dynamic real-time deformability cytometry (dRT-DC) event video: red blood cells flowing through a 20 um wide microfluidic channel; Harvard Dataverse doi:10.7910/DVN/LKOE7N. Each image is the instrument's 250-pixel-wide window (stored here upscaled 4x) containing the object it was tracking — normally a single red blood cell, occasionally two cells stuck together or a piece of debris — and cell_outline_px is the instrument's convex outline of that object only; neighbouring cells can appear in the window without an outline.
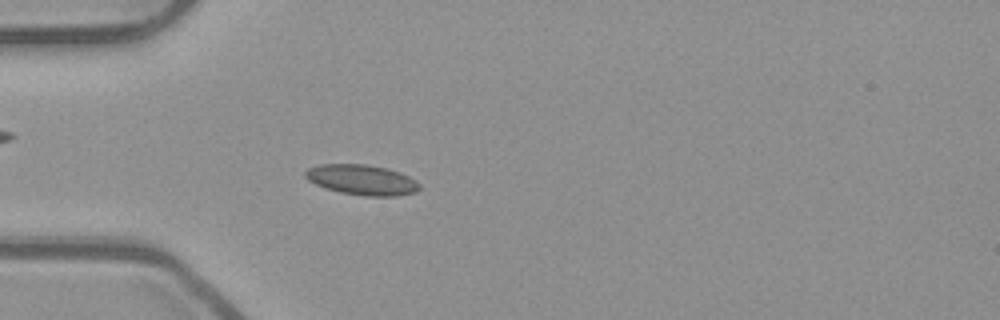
{"species": "common noctule bat (a hibernating species)", "species_latin": "Nyctalus noctula", "temperature_condition": "room temperature", "stored_images_in_passage": 42, "camera_frame_rate_fps": 3000, "um_per_image_px": 0.085, "animal": {"sex": "male", "body_mass_g": 23.1, "forearm_length_mm": 52.7}, "frame": {"image": 1, "passage_image": 10, "time_ms": 3.0, "image_size_px": [1000, 320], "cell_outline_px": [[420, 188], [416, 192], [396, 196], [364, 196], [340, 192], [324, 188], [308, 180], [304, 176], [304, 172], [308, 168], [320, 164], [364, 164], [384, 168], [400, 172], [416, 180], [420, 184]], "centroid_in_image_um": [30.75, 15.29], "position_along_channel_um": 54.2, "area_um2": 20.17}}
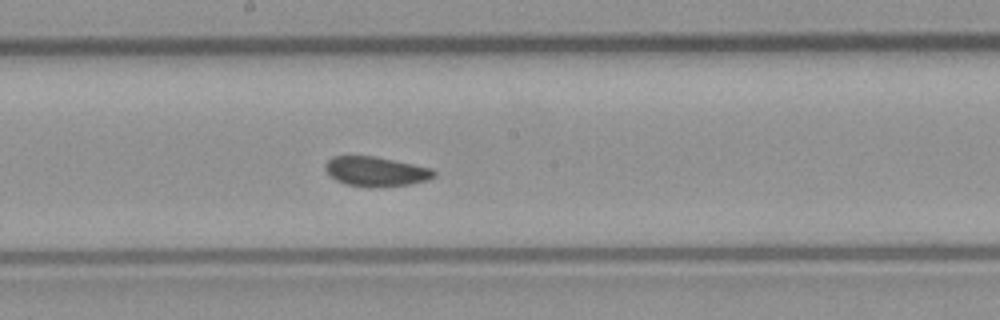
{"frame": {"image": 2, "passage_image": 23, "time_ms": 7.333, "image_size_px": [1000, 320], "cell_outline_px": [[436, 176], [428, 180], [408, 184], [380, 188], [344, 184], [336, 180], [324, 168], [324, 164], [332, 156], [376, 156], [432, 168], [436, 172]], "centroid_in_image_um": [31.97, 14.57], "position_along_channel_um": 216.2, "area_um2": 18.9}}
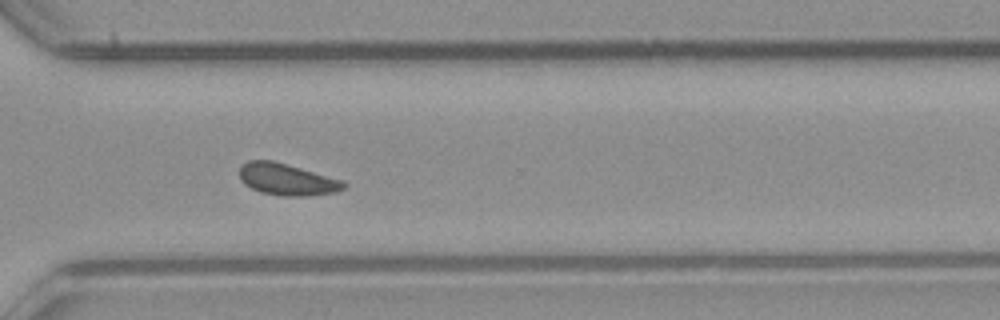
{"frame": {"image": 3, "passage_image": 33, "time_ms": 10.667, "image_size_px": [1000, 320], "cell_outline_px": [[348, 184], [344, 188], [336, 192], [304, 196], [284, 196], [260, 192], [244, 184], [240, 180], [240, 168], [248, 160], [272, 160], [288, 164], [344, 180]], "centroid_in_image_um": [24.41, 15.25], "position_along_channel_um": 346.2, "area_um2": 19.36}, "authors_computed_cell_mechanics": {"area_um2": 19.0162, "velocity_mm_per_s": 3.9086, "shape_relaxation_time_tau1_ms": null, "shape_relaxation_time_tau2_ms": 1.836, "deformation_change_tau1": null, "deformation_change_tau2": 0.0614}}